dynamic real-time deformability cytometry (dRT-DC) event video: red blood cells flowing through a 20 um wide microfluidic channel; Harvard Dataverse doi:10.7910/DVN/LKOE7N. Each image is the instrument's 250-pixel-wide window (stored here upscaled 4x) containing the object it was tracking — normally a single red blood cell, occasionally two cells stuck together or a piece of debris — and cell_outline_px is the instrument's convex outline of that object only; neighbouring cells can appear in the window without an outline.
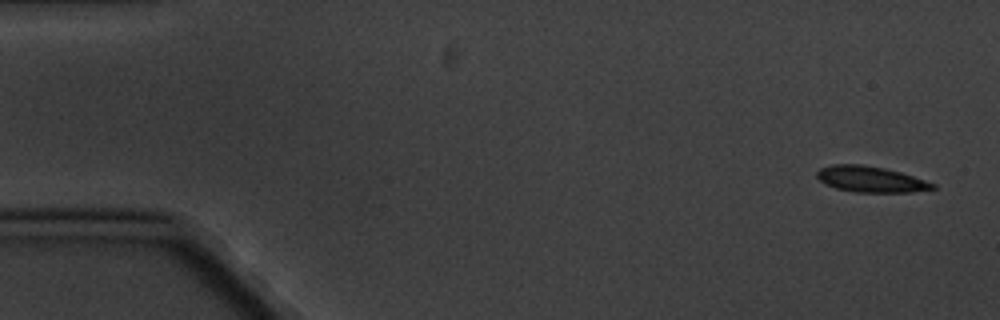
{"species": "common noctule bat (a hibernating species)", "species_latin": "Nyctalus noctula", "temperature_condition": "cold", "stored_images_in_passage": 5, "camera_frame_rate_fps": 3000, "um_per_image_px": 0.085, "animal": {"sex": "male", "body_mass_g": 20.1, "forearm_length_mm": 53.5}, "frame": {"image": 1, "passage_image": 1, "time_ms": 0.0, "image_size_px": [1000, 320], "cell_outline_px": [[936, 188], [912, 192], [856, 192], [836, 188], [824, 184], [816, 176], [816, 172], [820, 168], [832, 164], [864, 164], [884, 168], [900, 172], [936, 184]], "centroid_in_image_um": [73.97, 15.23], "position_along_channel_um": 11.0, "area_um2": 17.46}}
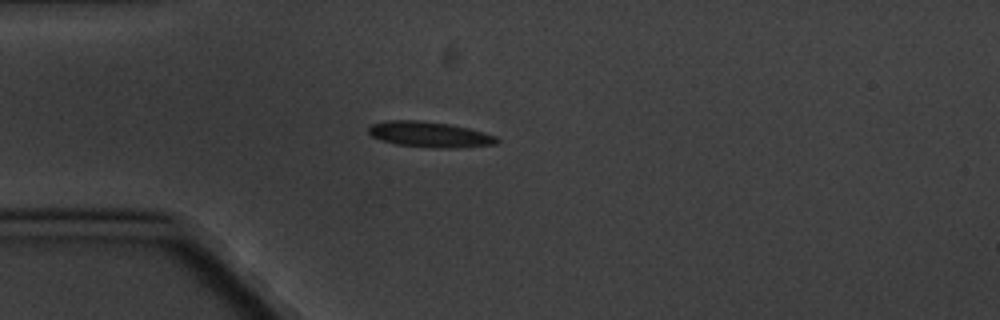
{"frame": {"image": 2, "passage_image": 5, "time_ms": 4.333, "image_size_px": [1000, 320], "cell_outline_px": [[500, 140], [496, 144], [456, 148], [432, 148], [396, 144], [380, 140], [372, 136], [368, 132], [368, 128], [372, 124], [388, 120], [416, 120], [448, 124], [468, 128], [496, 136]], "centroid_in_image_um": [36.51, 11.44], "position_along_channel_um": 48.5, "area_um2": 19.07}}